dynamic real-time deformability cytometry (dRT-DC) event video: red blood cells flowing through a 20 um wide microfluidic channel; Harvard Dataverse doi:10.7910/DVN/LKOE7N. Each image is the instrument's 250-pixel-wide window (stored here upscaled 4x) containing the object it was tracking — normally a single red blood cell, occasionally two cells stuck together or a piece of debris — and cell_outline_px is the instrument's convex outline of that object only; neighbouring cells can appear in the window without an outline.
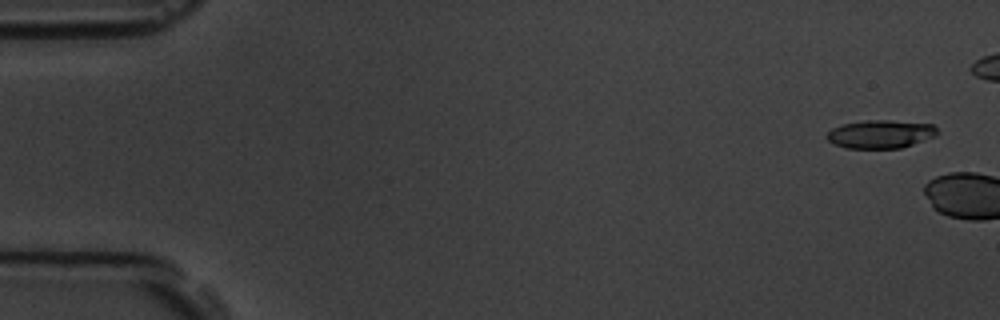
{"species": "common noctule bat (a hibernating species)", "species_latin": "Nyctalus noctula", "temperature_condition": "room temperature", "stored_images_in_passage": 2, "camera_frame_rate_fps": 3000, "um_per_image_px": 0.085, "animal": {"sex": "male", "body_mass_g": 19.5, "forearm_length_mm": 54.6}, "frame": {"image": 1, "passage_image": 1, "time_ms": 0.0, "image_size_px": [1000, 320], "cell_outline_px": [[940, 132], [936, 136], [900, 148], [844, 148], [828, 140], [824, 136], [832, 128], [840, 124], [864, 120], [888, 120], [932, 124]], "centroid_in_image_um": [74.82, 11.39], "position_along_channel_um": 10.2, "area_um2": 18.26}}